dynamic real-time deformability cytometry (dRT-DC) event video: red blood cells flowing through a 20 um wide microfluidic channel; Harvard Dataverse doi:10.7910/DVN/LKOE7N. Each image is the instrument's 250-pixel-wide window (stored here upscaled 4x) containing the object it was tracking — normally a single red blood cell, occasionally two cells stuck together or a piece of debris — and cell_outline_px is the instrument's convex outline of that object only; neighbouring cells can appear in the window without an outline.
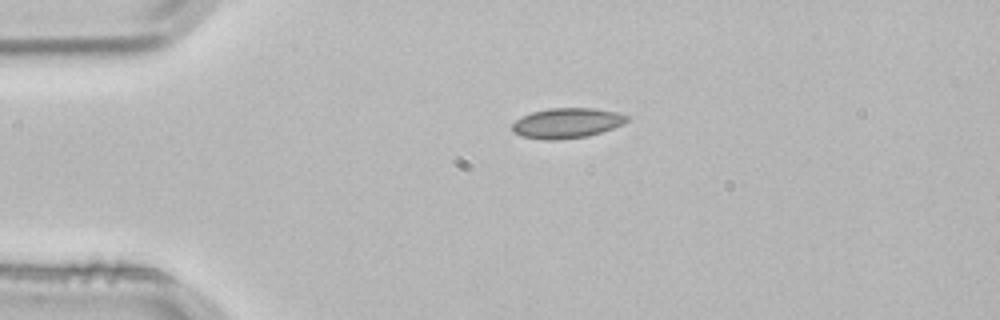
{"species": "common noctule bat (a hibernating species)", "species_latin": "Nyctalus noctula", "temperature_condition": "room temperature", "stored_images_in_passage": 2, "camera_frame_rate_fps": 3000, "um_per_image_px": 0.085, "animal": {"sex": "male", "body_mass_g": 21.5, "forearm_length_mm": 52.0}, "frame": {"image": 1, "passage_image": 1, "time_ms": 0.0, "image_size_px": [1000, 320], "cell_outline_px": [[628, 120], [624, 124], [588, 136], [556, 140], [544, 140], [520, 136], [512, 132], [512, 124], [516, 120], [532, 112], [548, 108], [592, 108], [620, 112], [628, 116]], "centroid_in_image_um": [48.18, 10.46], "position_along_channel_um": 36.8, "area_um2": 20.23}}